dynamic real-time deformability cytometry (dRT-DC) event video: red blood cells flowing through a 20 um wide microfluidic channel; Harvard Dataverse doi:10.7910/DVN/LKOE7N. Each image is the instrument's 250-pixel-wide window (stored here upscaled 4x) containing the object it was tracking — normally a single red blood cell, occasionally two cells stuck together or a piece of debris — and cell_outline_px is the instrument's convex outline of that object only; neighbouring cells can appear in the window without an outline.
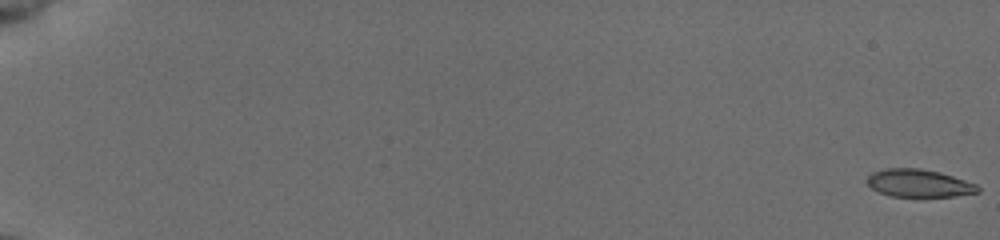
{"species": "common noctule bat (a hibernating species)", "species_latin": "Nyctalus noctula", "temperature_condition": "cold", "stored_images_in_passage": 56, "camera_frame_rate_fps": 3000, "um_per_image_px": 0.085, "animal": {"sex": "female", "body_mass_g": 19.5, "forearm_length_mm": 54.1}, "frame": {"image": 1, "passage_image": 1, "time_ms": 0.0, "image_size_px": [1000, 240], "cell_outline_px": [[980, 192], [952, 196], [888, 196], [872, 188], [864, 180], [872, 172], [884, 168], [920, 168], [940, 172], [976, 184], [980, 188]], "centroid_in_image_um": [78.07, 15.56], "position_along_channel_um": 6.9, "area_um2": 17.86}}
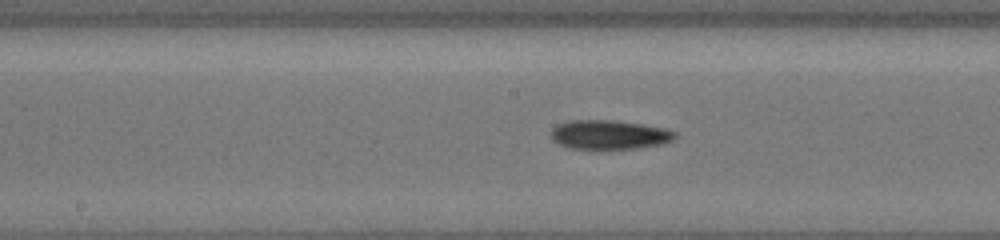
{"frame": {"image": 2, "passage_image": 32, "time_ms": 10.333, "image_size_px": [1000, 240], "cell_outline_px": [[676, 136], [672, 140], [664, 144], [636, 148], [568, 148], [556, 144], [552, 140], [552, 128], [556, 124], [572, 120], [612, 120], [640, 124], [664, 128], [676, 132]], "centroid_in_image_um": [51.76, 11.44], "position_along_channel_um": 196.4, "area_um2": 20.98}}
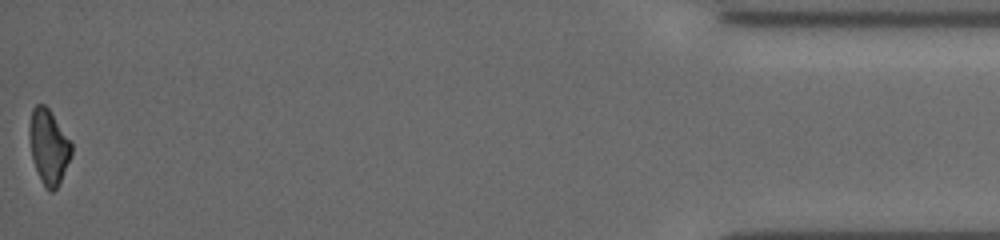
{"frame": {"image": 3, "passage_image": 56, "time_ms": 18.333, "image_size_px": [1000, 240], "cell_outline_px": [[72, 156], [56, 188], [52, 192], [48, 192], [44, 188], [32, 160], [28, 136], [28, 128], [32, 108], [36, 104], [44, 104], [48, 108], [72, 144]], "centroid_in_image_um": [4.1, 12.48], "position_along_channel_um": 431.1, "area_um2": 18.38}, "authors_computed_cell_mechanics": {"area_um2": 19.3052, "velocity_mm_per_s": 3.9055, "shape_relaxation_time_tau1_ms": 4.0805, "shape_relaxation_time_tau2_ms": 3.3253, "deformation_change_tau1": 0.1168, "deformation_change_tau2": 0.1012}}